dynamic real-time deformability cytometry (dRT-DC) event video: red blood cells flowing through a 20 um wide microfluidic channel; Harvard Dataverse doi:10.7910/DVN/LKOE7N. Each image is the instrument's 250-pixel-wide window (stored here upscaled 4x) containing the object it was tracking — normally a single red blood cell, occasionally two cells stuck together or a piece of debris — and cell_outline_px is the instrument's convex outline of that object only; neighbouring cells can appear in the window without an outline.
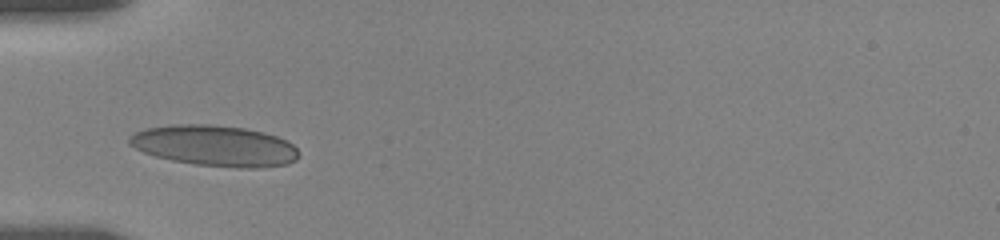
{"species": "human", "species_latin": "Homo sapiens", "temperature_condition": "room temperature", "stored_images_in_passage": 30, "camera_frame_rate_fps": 3000, "um_per_image_px": 0.085, "donor": {"sex": "female"}, "frame": {"image": 1, "passage_image": 1, "time_ms": 0.0, "image_size_px": [1000, 240], "cell_outline_px": [[300, 156], [296, 160], [288, 164], [256, 168], [236, 168], [196, 164], [172, 160], [156, 156], [144, 152], [128, 144], [128, 136], [136, 132], [148, 128], [172, 124], [212, 124], [244, 128], [264, 132], [288, 140], [300, 152]], "centroid_in_image_um": [18.29, 12.39], "position_along_channel_um": 66.7, "area_um2": 40.52}}
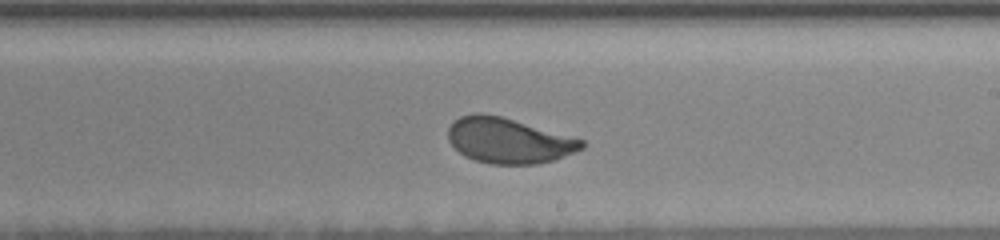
{"frame": {"image": 2, "passage_image": 16, "time_ms": 5.0, "image_size_px": [1000, 240], "cell_outline_px": [[584, 148], [552, 160], [536, 164], [488, 164], [464, 156], [448, 140], [448, 128], [452, 120], [460, 116], [476, 112], [480, 112], [500, 116], [584, 140]], "centroid_in_image_um": [43.17, 11.94], "position_along_channel_um": 245.8, "area_um2": 35.08}}
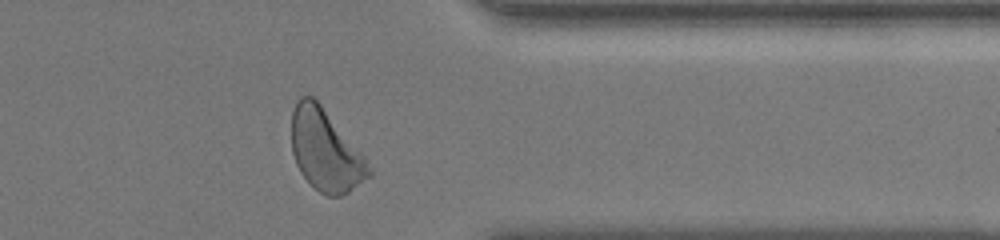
{"frame": {"image": 3, "passage_image": 28, "time_ms": 9.0, "image_size_px": [1000, 240], "cell_outline_px": [[372, 176], [348, 192], [340, 196], [328, 196], [320, 192], [300, 172], [296, 164], [292, 152], [292, 112], [296, 100], [300, 96], [312, 96], [320, 104], [364, 156], [372, 172]], "centroid_in_image_um": [27.66, 12.79], "position_along_channel_um": 383.7, "area_um2": 36.24}, "authors_computed_cell_mechanics": {"area_um2": 35.7782, "velocity_mm_per_s": 3.6038, "shape_relaxation_time_tau1_ms": 2.7235, "shape_relaxation_time_tau2_ms": null, "deformation_change_tau1": 0.1371, "deformation_change_tau2": null}}